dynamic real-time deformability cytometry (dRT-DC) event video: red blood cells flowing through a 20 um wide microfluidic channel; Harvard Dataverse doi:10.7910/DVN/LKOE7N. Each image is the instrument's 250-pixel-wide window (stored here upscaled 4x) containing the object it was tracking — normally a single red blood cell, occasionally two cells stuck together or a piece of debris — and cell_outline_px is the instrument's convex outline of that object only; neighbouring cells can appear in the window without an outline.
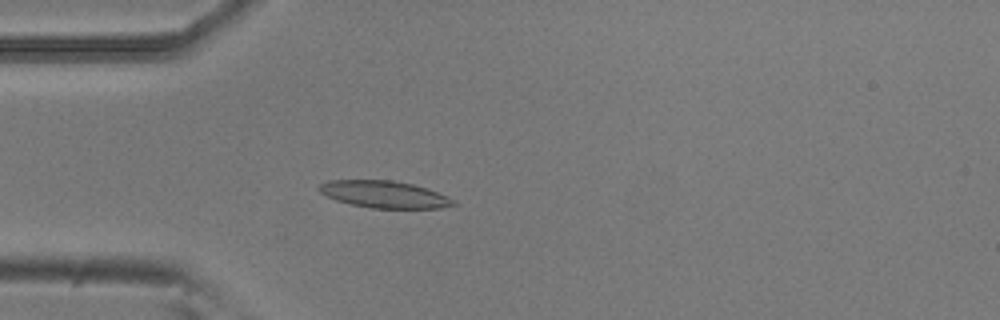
{"species": "common noctule bat (a hibernating species)", "species_latin": "Nyctalus noctula", "temperature_condition": "room temperature", "stored_images_in_passage": 54, "camera_frame_rate_fps": 3000, "um_per_image_px": 0.085, "animal": {"sex": "male", "body_mass_g": 20.5, "forearm_length_mm": 52.5}, "frame": {"image": 1, "passage_image": 15, "time_ms": 4.667, "image_size_px": [1000, 320], "cell_outline_px": [[460, 204], [440, 208], [372, 208], [352, 204], [336, 200], [320, 192], [316, 188], [320, 184], [328, 180], [392, 180], [412, 184], [428, 188], [448, 196], [456, 200]], "centroid_in_image_um": [32.71, 16.52], "position_along_channel_um": 52.3, "area_um2": 21.27}}
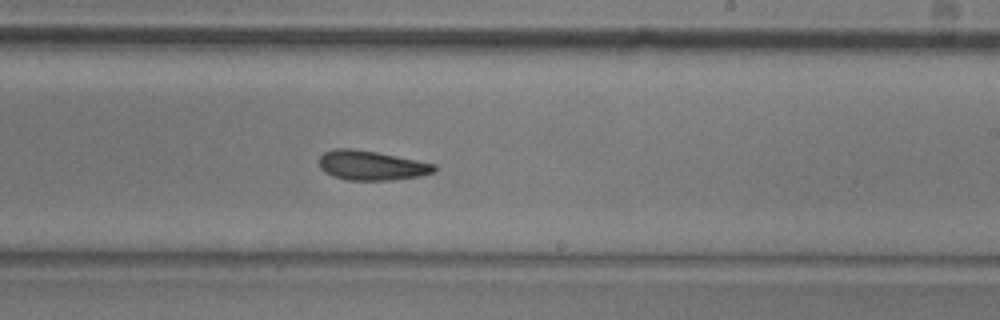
{"frame": {"image": 2, "passage_image": 32, "time_ms": 10.333, "image_size_px": [1000, 320], "cell_outline_px": [[436, 172], [420, 176], [392, 180], [348, 180], [332, 176], [324, 172], [320, 168], [320, 156], [324, 152], [336, 148], [352, 148], [376, 152], [436, 164]], "centroid_in_image_um": [31.57, 14.06], "position_along_channel_um": 257.4, "area_um2": 19.83}}
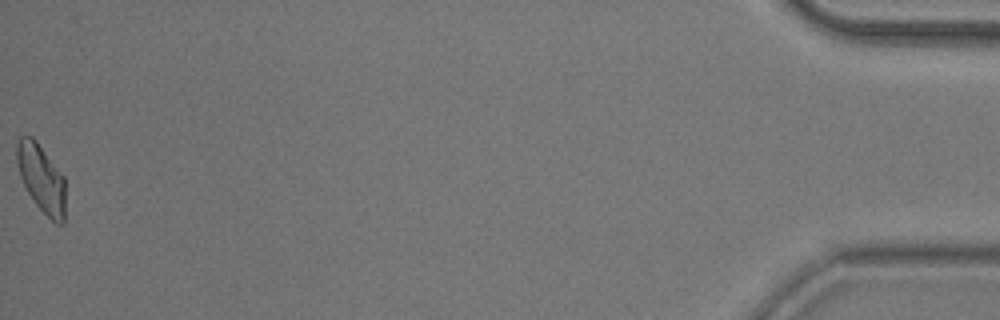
{"frame": {"image": 3, "passage_image": 54, "time_ms": 17.667, "image_size_px": [1000, 320], "cell_outline_px": [[64, 224], [56, 224], [36, 204], [28, 192], [20, 176], [16, 160], [16, 144], [20, 136], [32, 136], [36, 140], [64, 176]], "centroid_in_image_um": [3.5, 15.13], "position_along_channel_um": 431.7, "area_um2": 19.02}, "authors_computed_cell_mechanics": {"area_um2": 20.0566, "velocity_mm_per_s": 3.7401, "shape_relaxation_time_tau1_ms": 7.8495, "shape_relaxation_time_tau2_ms": 7.0577, "deformation_change_tau1": 0.1745, "deformation_change_tau2": 0.1622}}